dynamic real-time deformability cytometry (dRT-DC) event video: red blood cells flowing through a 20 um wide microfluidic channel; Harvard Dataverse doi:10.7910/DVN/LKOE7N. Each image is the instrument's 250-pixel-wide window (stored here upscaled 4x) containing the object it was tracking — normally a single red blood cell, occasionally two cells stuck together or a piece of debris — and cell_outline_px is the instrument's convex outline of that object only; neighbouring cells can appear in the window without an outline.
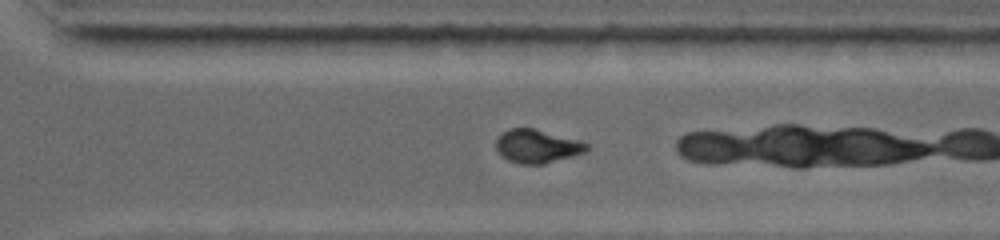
{"species": "common noctule bat (a hibernating species)", "species_latin": "Nyctalus noctula", "temperature_condition": "warm", "stored_images_in_passage": 28, "camera_frame_rate_fps": 5000, "um_per_image_px": 0.085, "animal": {"sex": "female", "body_mass_g": 19.0, "forearm_length_mm": 53.3}, "frame": {"image": 1, "passage_image": 21, "time_ms": 7.0, "image_size_px": [1000, 240], "cell_outline_px": [[592, 148], [588, 152], [544, 164], [520, 164], [508, 160], [500, 156], [496, 148], [496, 140], [508, 128], [532, 128], [580, 140], [588, 144]], "centroid_in_image_um": [45.7, 12.44], "position_along_channel_um": 324.9, "area_um2": 17.86}}